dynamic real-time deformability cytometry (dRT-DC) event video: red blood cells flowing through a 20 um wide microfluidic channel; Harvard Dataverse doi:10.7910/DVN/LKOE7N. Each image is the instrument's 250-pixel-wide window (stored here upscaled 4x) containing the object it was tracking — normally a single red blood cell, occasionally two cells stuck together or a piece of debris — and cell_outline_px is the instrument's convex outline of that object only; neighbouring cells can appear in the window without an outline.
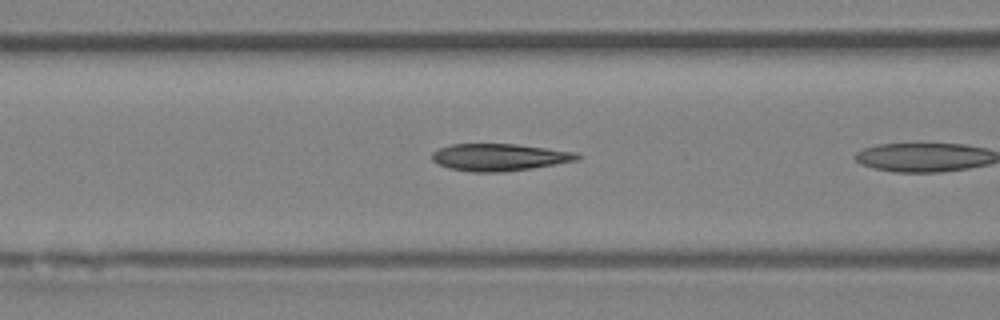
{"species": "Egyptian fruit bat (a non-hibernating species)", "species_latin": "Rousettus aegyptiacus", "temperature_condition": "room temperature", "stored_images_in_passage": 6, "camera_frame_rate_fps": 3000, "um_per_image_px": 0.085, "animal": {"sex": "female"}, "frame": {"image": 1, "passage_image": 5, "time_ms": 1.333, "image_size_px": [1000, 320], "cell_outline_px": [[584, 156], [580, 160], [532, 168], [504, 172], [472, 172], [448, 168], [436, 164], [432, 160], [432, 152], [440, 148], [452, 144], [516, 144], [576, 152]], "centroid_in_image_um": [42.47, 13.37], "position_along_channel_um": 124.1, "area_um2": 23.18}}